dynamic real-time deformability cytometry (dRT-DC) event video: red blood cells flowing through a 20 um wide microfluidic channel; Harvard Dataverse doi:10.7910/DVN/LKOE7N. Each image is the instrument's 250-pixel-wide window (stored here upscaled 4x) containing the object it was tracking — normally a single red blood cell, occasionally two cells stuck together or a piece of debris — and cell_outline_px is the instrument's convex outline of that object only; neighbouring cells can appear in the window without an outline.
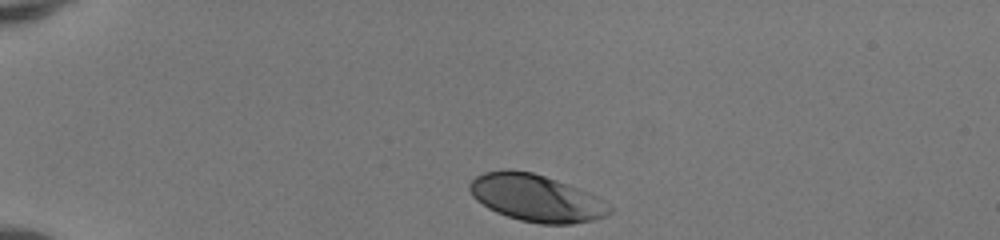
{"species": "human", "species_latin": "Homo sapiens", "temperature_condition": "room temperature", "stored_images_in_passage": 33, "camera_frame_rate_fps": 3000, "um_per_image_px": 0.085, "donor": {"sex": "female"}, "frame": {"image": 1, "passage_image": 1, "time_ms": 0.0, "image_size_px": [1000, 240], "cell_outline_px": [[616, 208], [612, 212], [604, 216], [592, 220], [572, 224], [540, 224], [520, 220], [496, 212], [488, 208], [476, 200], [472, 196], [468, 188], [468, 184], [476, 176], [484, 172], [504, 168], [512, 168], [532, 172], [568, 184], [588, 192], [596, 196]], "centroid_in_image_um": [45.56, 16.82], "position_along_channel_um": 39.4, "area_um2": 38.67}}
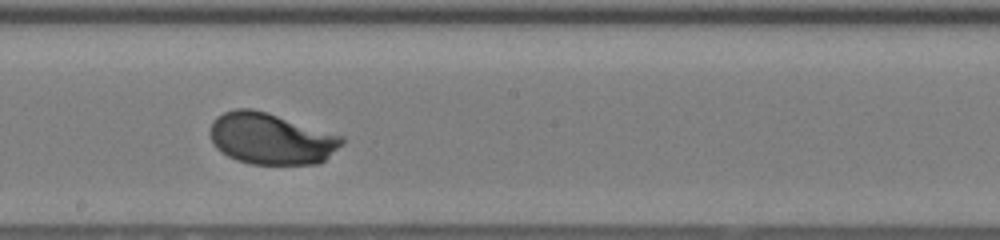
{"frame": {"image": 2, "passage_image": 19, "time_ms": 6.0, "image_size_px": [1000, 240], "cell_outline_px": [[344, 144], [320, 164], [252, 164], [236, 160], [220, 152], [212, 144], [208, 132], [212, 120], [216, 116], [224, 112], [236, 108], [252, 108], [268, 112], [344, 136]], "centroid_in_image_um": [23.02, 11.78], "position_along_channel_um": 225.2, "area_um2": 40.11}}
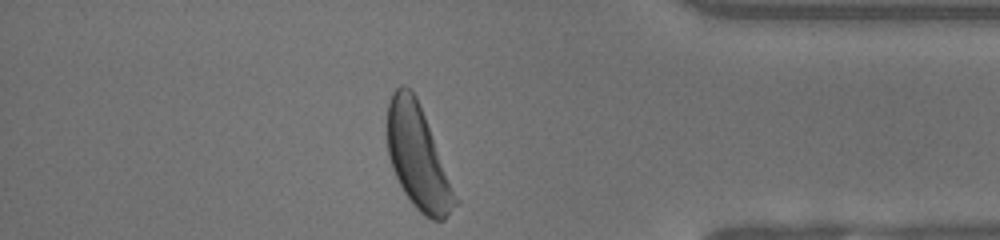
{"frame": {"image": 3, "passage_image": 33, "time_ms": 10.667, "image_size_px": [1000, 240], "cell_outline_px": [[460, 200], [444, 220], [432, 220], [424, 216], [416, 208], [404, 192], [392, 168], [388, 156], [388, 104], [392, 92], [400, 84], [404, 84], [416, 96]], "centroid_in_image_um": [35.54, 13.39], "position_along_channel_um": 399.7, "area_um2": 40.63}, "authors_computed_cell_mechanics": {"area_um2": 39.3618, "velocity_mm_per_s": 4.132, "shape_relaxation_time_tau1_ms": 2.092, "shape_relaxation_time_tau2_ms": null, "deformation_change_tau1": 0.1508, "deformation_change_tau2": null}}